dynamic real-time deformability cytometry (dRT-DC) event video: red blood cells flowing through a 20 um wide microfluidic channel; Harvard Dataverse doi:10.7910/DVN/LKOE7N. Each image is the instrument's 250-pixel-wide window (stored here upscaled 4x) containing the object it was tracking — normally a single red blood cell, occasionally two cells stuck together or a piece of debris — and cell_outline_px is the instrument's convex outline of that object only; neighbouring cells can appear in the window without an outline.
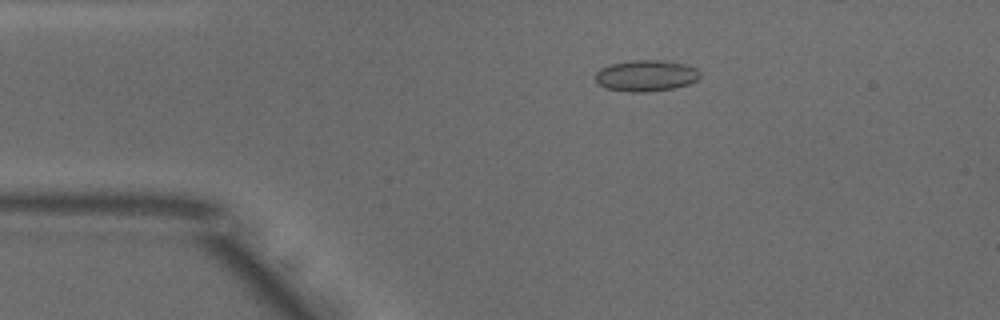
{"species": "common noctule bat (a hibernating species)", "species_latin": "Nyctalus noctula", "temperature_condition": "warm", "stored_images_in_passage": 46, "camera_frame_rate_fps": 3000, "um_per_image_px": 0.085, "animal": {"sex": "male", "body_mass_g": 18.8}, "frame": {"image": 1, "passage_image": 9, "time_ms": 2.667, "image_size_px": [1000, 320], "cell_outline_px": [[700, 76], [696, 80], [688, 84], [672, 88], [648, 92], [628, 92], [604, 88], [596, 84], [596, 72], [600, 68], [612, 64], [632, 60], [664, 60], [684, 64], [696, 68], [700, 72]], "centroid_in_image_um": [54.88, 6.44], "position_along_channel_um": 30.1, "area_um2": 19.13}}
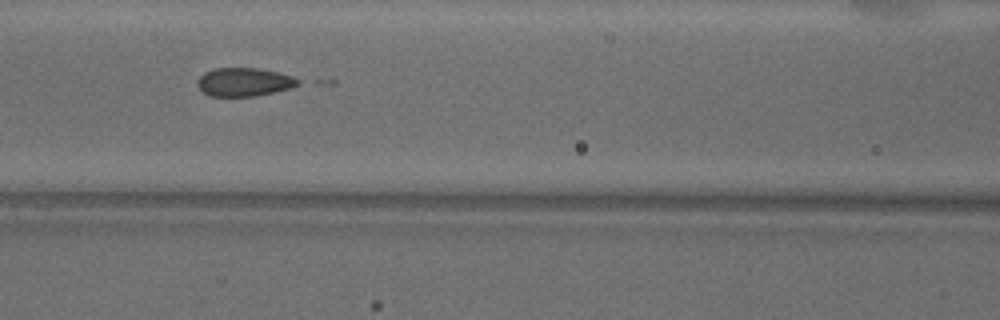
{"frame": {"image": 2, "passage_image": 21, "time_ms": 6.667, "image_size_px": [1000, 320], "cell_outline_px": [[300, 84], [292, 88], [256, 96], [212, 96], [204, 92], [200, 88], [200, 76], [204, 72], [216, 68], [260, 68], [292, 76], [300, 80]], "centroid_in_image_um": [20.81, 6.97], "position_along_channel_um": 145.8, "area_um2": 16.47}}
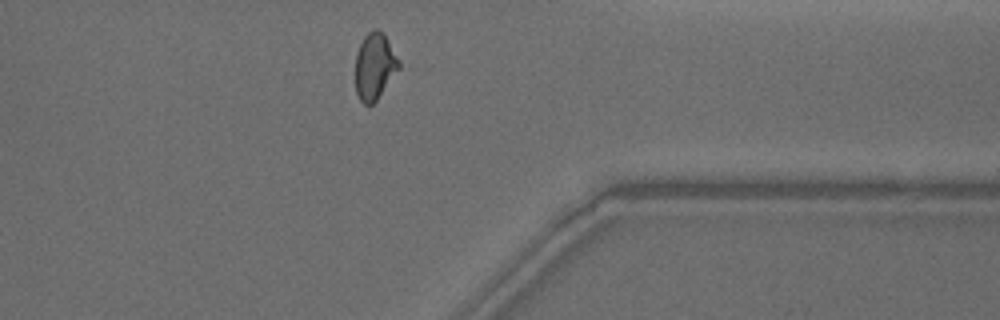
{"frame": {"image": 3, "passage_image": 40, "time_ms": 13.0, "image_size_px": [1000, 320], "cell_outline_px": [[400, 68], [376, 100], [372, 104], [364, 104], [360, 100], [356, 92], [356, 52], [364, 36], [368, 32], [376, 28], [384, 32], [400, 60]], "centroid_in_image_um": [31.86, 5.59], "position_along_channel_um": 379.5, "area_um2": 16.94}}